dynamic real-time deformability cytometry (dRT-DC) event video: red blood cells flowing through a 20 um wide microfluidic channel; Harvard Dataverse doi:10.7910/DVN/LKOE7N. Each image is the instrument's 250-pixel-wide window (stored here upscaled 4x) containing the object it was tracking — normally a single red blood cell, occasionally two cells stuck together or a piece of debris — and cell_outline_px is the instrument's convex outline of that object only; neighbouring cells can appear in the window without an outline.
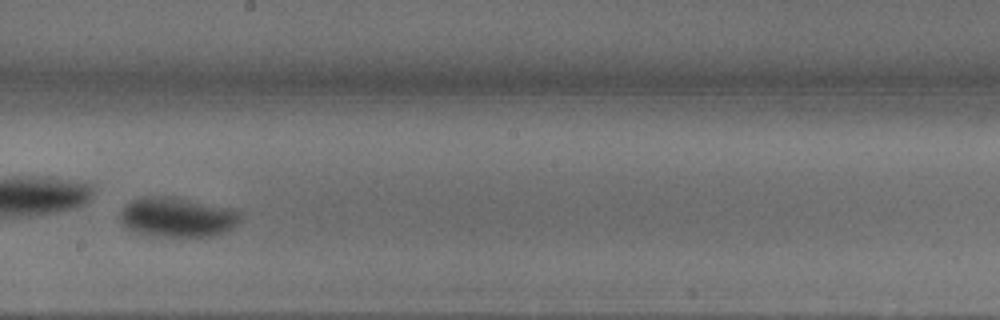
{"species": "common noctule bat (a hibernating species)", "species_latin": "Nyctalus noctula", "temperature_condition": "warm", "stored_images_in_passage": 36, "camera_frame_rate_fps": 3000, "um_per_image_px": 0.085, "animal": {"sex": "male", "body_mass_g": 18.8}, "frame": {"image": 1, "passage_image": 21, "time_ms": 6.667, "image_size_px": [1000, 320], "cell_outline_px": [[240, 220], [224, 232], [212, 236], [156, 236], [136, 232], [128, 228], [120, 220], [120, 212], [132, 200], [160, 196], [236, 208], [240, 212]], "centroid_in_image_um": [15.1, 18.48], "position_along_channel_um": 233.1, "area_um2": 27.05}}